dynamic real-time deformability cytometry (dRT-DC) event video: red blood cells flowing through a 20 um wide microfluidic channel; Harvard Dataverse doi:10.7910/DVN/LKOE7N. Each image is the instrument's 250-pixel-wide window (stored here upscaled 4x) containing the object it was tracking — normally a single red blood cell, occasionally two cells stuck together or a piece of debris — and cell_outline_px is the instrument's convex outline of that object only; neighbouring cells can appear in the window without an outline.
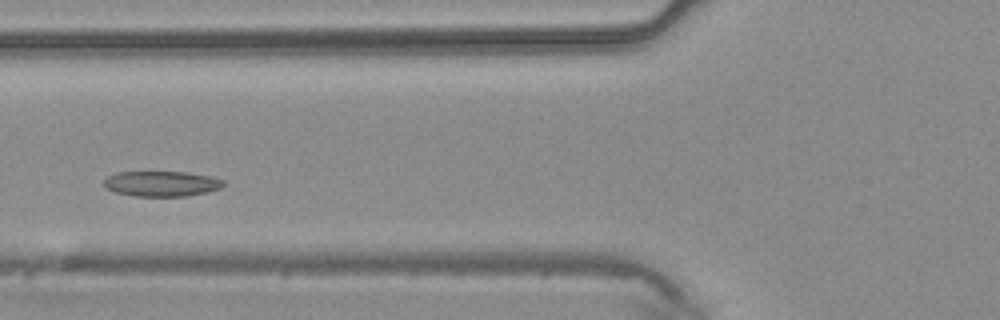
{"species": "common noctule bat (a hibernating species)", "species_latin": "Nyctalus noctula", "temperature_condition": "warm", "stored_images_in_passage": 24, "camera_frame_rate_fps": 3000, "um_per_image_px": 0.085, "animal": {"sex": "male", "body_mass_g": 20.4}, "frame": {"image": 1, "passage_image": 11, "time_ms": 3.333, "image_size_px": [1000, 320], "cell_outline_px": [[224, 184], [220, 188], [208, 192], [188, 196], [136, 196], [116, 192], [108, 188], [104, 184], [104, 180], [108, 176], [116, 172], [188, 172], [212, 176], [224, 180]], "centroid_in_image_um": [13.78, 15.61], "position_along_channel_um": 112.0, "area_um2": 17.63}}